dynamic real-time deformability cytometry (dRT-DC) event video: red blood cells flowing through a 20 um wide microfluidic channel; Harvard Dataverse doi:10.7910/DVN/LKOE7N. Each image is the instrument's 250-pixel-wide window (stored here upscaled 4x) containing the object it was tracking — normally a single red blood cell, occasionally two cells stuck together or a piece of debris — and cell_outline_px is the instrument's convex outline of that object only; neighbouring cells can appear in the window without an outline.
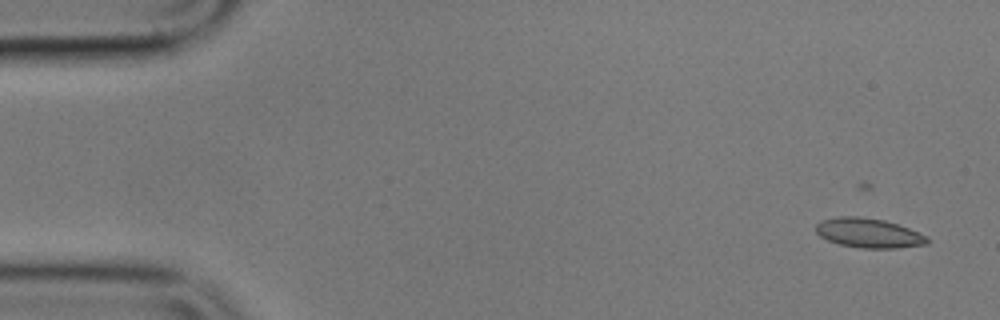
{"species": "common noctule bat (a hibernating species)", "species_latin": "Nyctalus noctula", "temperature_condition": "cold", "stored_images_in_passage": 5, "camera_frame_rate_fps": 3000, "um_per_image_px": 0.085, "animal": {"sex": "male", "body_mass_g": 17.9}, "frame": {"image": 1, "passage_image": 2, "time_ms": 1.333, "image_size_px": [1000, 320], "cell_outline_px": [[932, 240], [928, 244], [896, 248], [860, 248], [840, 244], [828, 240], [820, 236], [816, 232], [816, 224], [820, 220], [840, 216], [860, 216], [884, 220], [908, 228], [928, 236]], "centroid_in_image_um": [73.85, 19.8], "position_along_channel_um": 11.1, "area_um2": 19.25}}